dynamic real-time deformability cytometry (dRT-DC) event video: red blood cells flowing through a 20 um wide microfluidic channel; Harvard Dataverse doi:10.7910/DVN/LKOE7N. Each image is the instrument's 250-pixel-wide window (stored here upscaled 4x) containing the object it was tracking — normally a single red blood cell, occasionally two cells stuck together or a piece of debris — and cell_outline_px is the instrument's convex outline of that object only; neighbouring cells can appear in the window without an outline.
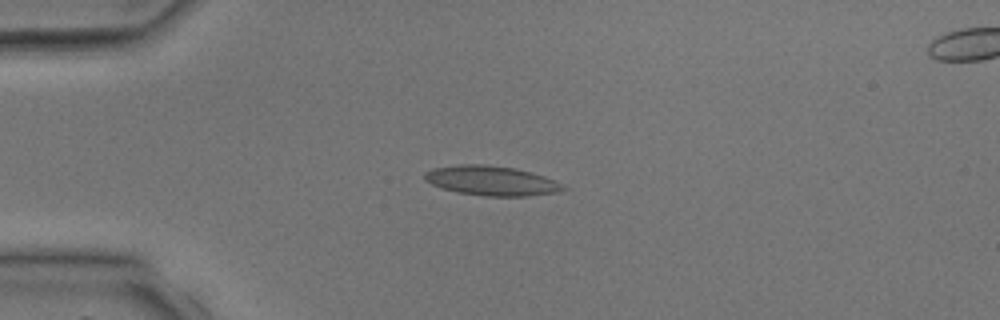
{"species": "common noctule bat (a hibernating species)", "species_latin": "Nyctalus noctula", "temperature_condition": "room temperature", "stored_images_in_passage": 3, "camera_frame_rate_fps": 3000, "um_per_image_px": 0.085, "animal": {"sex": "male", "body_mass_g": 17.9, "forearm_length_mm": 54.2}, "frame": {"image": 1, "passage_image": 2, "time_ms": 1.333, "image_size_px": [1000, 320], "cell_outline_px": [[568, 188], [556, 192], [528, 196], [484, 196], [456, 192], [432, 184], [424, 180], [424, 172], [432, 168], [456, 164], [484, 164], [516, 168], [532, 172], [544, 176]], "centroid_in_image_um": [41.73, 15.35], "position_along_channel_um": 43.3, "area_um2": 23.93}}